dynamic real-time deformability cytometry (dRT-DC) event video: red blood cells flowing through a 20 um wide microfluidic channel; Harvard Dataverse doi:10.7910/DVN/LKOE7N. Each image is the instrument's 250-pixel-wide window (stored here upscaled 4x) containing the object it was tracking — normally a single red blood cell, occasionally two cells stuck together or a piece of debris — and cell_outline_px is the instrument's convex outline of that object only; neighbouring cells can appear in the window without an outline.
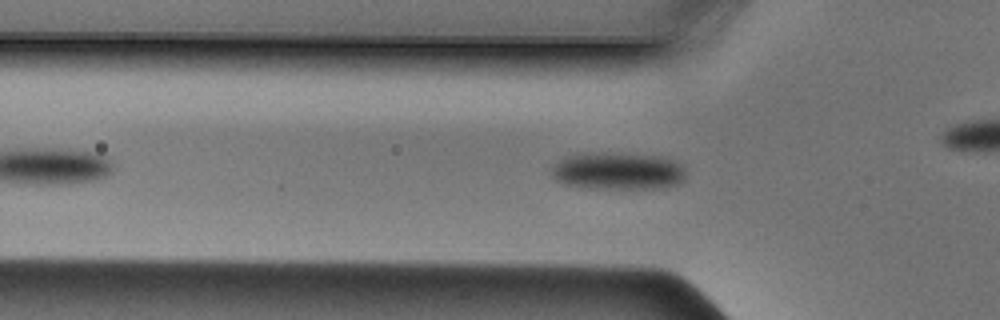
{"species": "Egyptian fruit bat (a non-hibernating species)", "species_latin": "Rousettus aegyptiacus", "temperature_condition": "cold", "stored_images_in_passage": 38, "camera_frame_rate_fps": 3000, "um_per_image_px": 0.085, "animal": {"sex": "male"}, "frame": {"image": 1, "passage_image": 8, "time_ms": 2.333, "image_size_px": [1000, 320], "cell_outline_px": [[688, 172], [684, 180], [680, 184], [660, 188], [588, 188], [564, 184], [556, 180], [552, 176], [552, 164], [560, 160], [572, 156], [660, 156], [684, 164]], "centroid_in_image_um": [52.63, 14.61], "position_along_channel_um": 73.2, "area_um2": 28.09}}
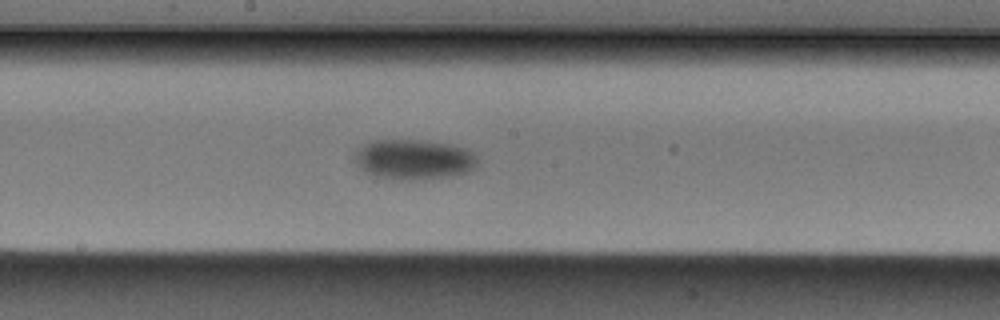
{"frame": {"image": 2, "passage_image": 18, "time_ms": 5.667, "image_size_px": [1000, 320], "cell_outline_px": [[480, 156], [476, 164], [468, 172], [448, 176], [412, 180], [392, 180], [376, 176], [364, 172], [356, 164], [352, 156], [364, 144], [376, 140], [416, 140], [448, 144], [464, 148]], "centroid_in_image_um": [35.14, 13.56], "position_along_channel_um": 213.1, "area_um2": 28.73}}
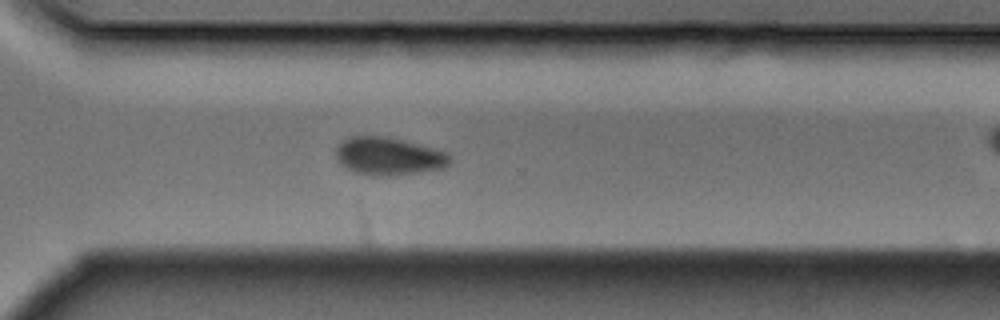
{"frame": {"image": 3, "passage_image": 27, "time_ms": 8.667, "image_size_px": [1000, 320], "cell_outline_px": [[448, 164], [440, 168], [420, 172], [376, 176], [372, 176], [356, 172], [340, 164], [336, 160], [336, 148], [344, 140], [352, 136], [384, 136], [448, 152]], "centroid_in_image_um": [32.97, 13.28], "position_along_channel_um": 337.6, "area_um2": 24.45}}